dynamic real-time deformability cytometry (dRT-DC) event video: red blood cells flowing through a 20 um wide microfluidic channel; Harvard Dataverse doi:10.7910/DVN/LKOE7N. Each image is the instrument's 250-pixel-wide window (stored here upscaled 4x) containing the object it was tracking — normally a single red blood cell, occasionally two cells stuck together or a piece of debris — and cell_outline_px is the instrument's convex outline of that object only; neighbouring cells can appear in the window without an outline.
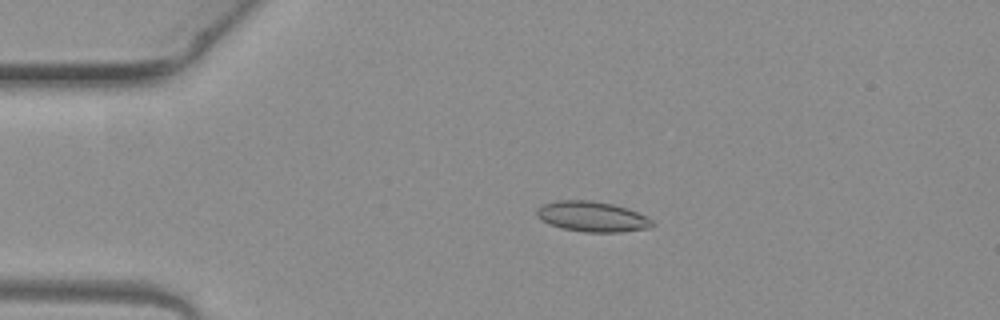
{"species": "common noctule bat (a hibernating species)", "species_latin": "Nyctalus noctula", "temperature_condition": "warm", "stored_images_in_passage": 3, "camera_frame_rate_fps": 3000, "um_per_image_px": 0.085, "animal": {"sex": "female", "body_mass_g": 19.3, "forearm_length_mm": 54.1}, "frame": {"image": 1, "passage_image": 2, "time_ms": 0.333, "image_size_px": [1000, 320], "cell_outline_px": [[656, 224], [648, 228], [620, 232], [584, 232], [564, 228], [548, 224], [540, 220], [536, 216], [536, 212], [544, 204], [556, 200], [588, 200], [612, 204], [628, 208], [648, 216]], "centroid_in_image_um": [50.36, 18.41], "position_along_channel_um": 34.6, "area_um2": 20.46}}